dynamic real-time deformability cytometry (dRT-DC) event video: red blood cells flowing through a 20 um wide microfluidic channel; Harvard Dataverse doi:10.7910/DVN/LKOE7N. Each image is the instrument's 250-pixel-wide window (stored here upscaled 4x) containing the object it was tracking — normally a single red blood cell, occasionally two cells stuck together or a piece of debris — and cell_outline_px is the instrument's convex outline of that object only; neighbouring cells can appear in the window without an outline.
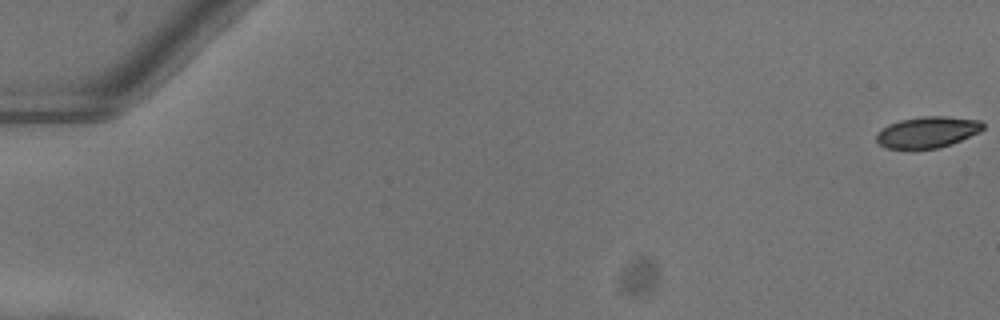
{"species": "common noctule bat (a hibernating species)", "species_latin": "Nyctalus noctula", "temperature_condition": "warm", "stored_images_in_passage": 53, "camera_frame_rate_fps": 3000, "um_per_image_px": 0.085, "animal": {"sex": "female"}, "frame": {"image": 1, "passage_image": 1, "time_ms": 0.0, "image_size_px": [1000, 320], "cell_outline_px": [[984, 128], [980, 132], [940, 148], [912, 152], [888, 148], [880, 144], [876, 140], [876, 132], [888, 124], [900, 120], [924, 116], [944, 116], [980, 120], [984, 124]], "centroid_in_image_um": [78.79, 11.27], "position_along_channel_um": 6.2, "area_um2": 20.0}}
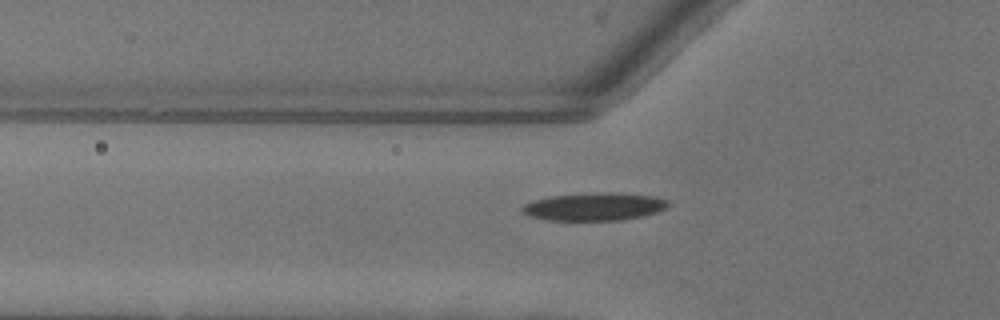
{"frame": {"image": 2, "passage_image": 20, "time_ms": 6.333, "image_size_px": [1000, 320], "cell_outline_px": [[668, 204], [664, 208], [656, 212], [640, 216], [620, 220], [548, 220], [528, 216], [520, 212], [520, 208], [524, 204], [548, 196], [612, 192], [656, 196], [668, 200]], "centroid_in_image_um": [50.47, 17.56], "position_along_channel_um": 75.3, "area_um2": 23.47}}
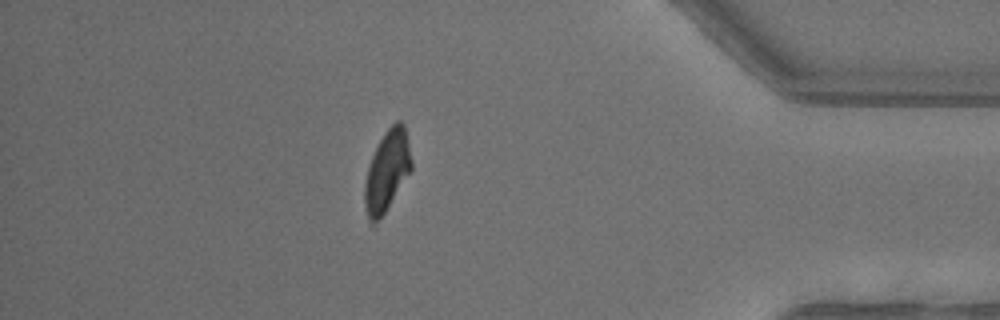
{"frame": {"image": 3, "passage_image": 47, "time_ms": 15.333, "image_size_px": [1000, 320], "cell_outline_px": [[412, 168], [384, 212], [372, 224], [368, 220], [364, 204], [364, 184], [368, 168], [372, 156], [384, 132], [396, 120], [400, 120], [404, 124], [412, 160]], "centroid_in_image_um": [32.89, 14.49], "position_along_channel_um": 402.3, "area_um2": 21.5}, "authors_computed_cell_mechanics": {"area_um2": 21.7906, "velocity_mm_per_s": 4.033, "shape_relaxation_time_tau1_ms": 3.9314, "shape_relaxation_time_tau2_ms": 5.2016, "deformation_change_tau1": 0.1513, "deformation_change_tau2": 0.1232}}